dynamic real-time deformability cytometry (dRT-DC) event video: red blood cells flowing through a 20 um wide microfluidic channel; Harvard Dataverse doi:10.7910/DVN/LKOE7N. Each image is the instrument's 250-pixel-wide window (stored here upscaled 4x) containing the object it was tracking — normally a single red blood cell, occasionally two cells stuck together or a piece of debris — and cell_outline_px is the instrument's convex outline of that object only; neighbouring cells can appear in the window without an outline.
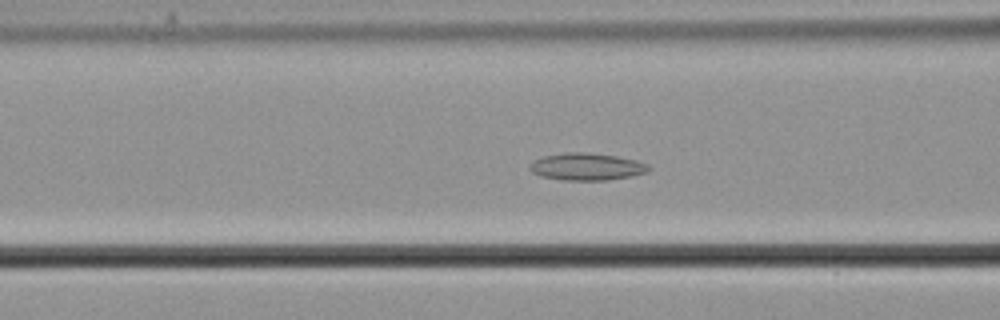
{"species": "common noctule bat (a hibernating species)", "species_latin": "Nyctalus noctula", "temperature_condition": "cold", "stored_images_in_passage": 60, "camera_frame_rate_fps": 3000, "um_per_image_px": 0.085, "animal": {"sex": "male", "body_mass_g": 21.5, "forearm_length_mm": 52.0}, "frame": {"image": 1, "passage_image": 25, "time_ms": 8.0, "image_size_px": [1000, 320], "cell_outline_px": [[652, 168], [648, 172], [632, 176], [608, 180], [564, 180], [540, 176], [532, 172], [528, 168], [528, 164], [532, 160], [544, 156], [564, 152], [584, 152], [616, 156], [636, 160], [648, 164]], "centroid_in_image_um": [49.85, 14.17], "position_along_channel_um": 116.7, "area_um2": 19.07}}
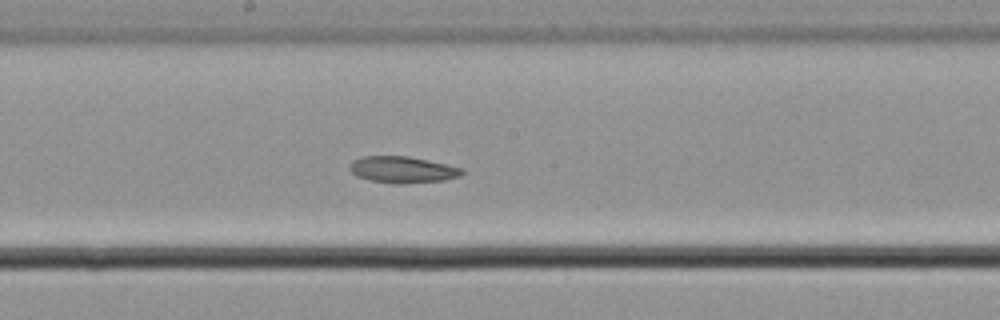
{"frame": {"image": 2, "passage_image": 33, "time_ms": 10.667, "image_size_px": [1000, 320], "cell_outline_px": [[464, 172], [460, 176], [444, 180], [404, 184], [396, 184], [372, 180], [356, 176], [348, 168], [352, 160], [360, 156], [408, 156], [428, 160], [464, 168]], "centroid_in_image_um": [34.21, 14.41], "position_along_channel_um": 214.0, "area_um2": 17.46}}
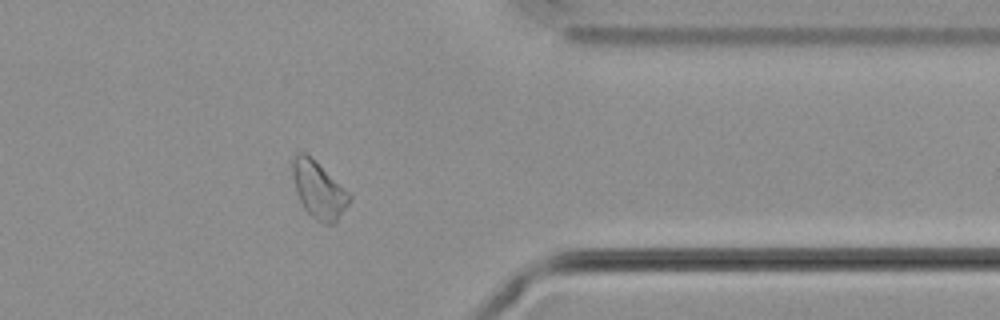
{"frame": {"image": 3, "passage_image": 48, "time_ms": 15.667, "image_size_px": [1000, 320], "cell_outline_px": [[352, 196], [348, 204], [336, 224], [320, 224], [304, 208], [300, 200], [292, 176], [292, 160], [296, 152], [304, 152], [348, 192]], "centroid_in_image_um": [27.08, 16.19], "position_along_channel_um": 384.3, "area_um2": 18.38}}